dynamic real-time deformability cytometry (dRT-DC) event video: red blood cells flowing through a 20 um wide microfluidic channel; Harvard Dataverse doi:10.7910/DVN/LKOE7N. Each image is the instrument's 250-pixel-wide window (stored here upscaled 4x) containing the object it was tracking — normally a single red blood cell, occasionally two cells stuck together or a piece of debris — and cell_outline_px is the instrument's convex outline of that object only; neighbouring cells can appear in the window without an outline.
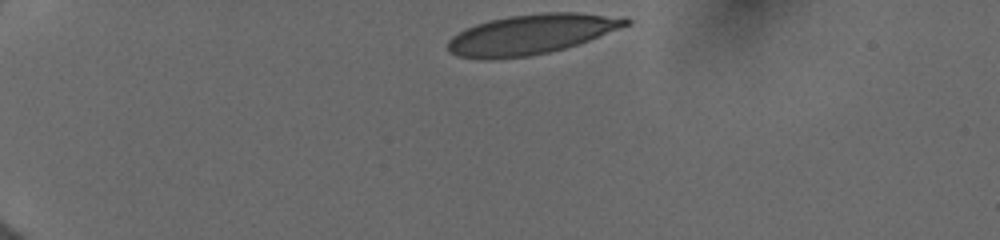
{"species": "human", "species_latin": "Homo sapiens", "temperature_condition": "cold", "stored_images_in_passage": 12, "camera_frame_rate_fps": 3000, "um_per_image_px": 0.085, "donor": {"sex": "female"}, "frame": {"image": 1, "passage_image": 1, "time_ms": 0.0, "image_size_px": [1000, 240], "cell_outline_px": [[632, 24], [588, 40], [564, 48], [548, 52], [528, 56], [496, 60], [480, 60], [460, 56], [448, 52], [448, 40], [452, 36], [464, 28], [488, 20], [508, 16], [544, 12], [576, 12], [624, 16], [632, 20]], "centroid_in_image_um": [45.15, 2.91], "position_along_channel_um": 39.9, "area_um2": 41.85}}